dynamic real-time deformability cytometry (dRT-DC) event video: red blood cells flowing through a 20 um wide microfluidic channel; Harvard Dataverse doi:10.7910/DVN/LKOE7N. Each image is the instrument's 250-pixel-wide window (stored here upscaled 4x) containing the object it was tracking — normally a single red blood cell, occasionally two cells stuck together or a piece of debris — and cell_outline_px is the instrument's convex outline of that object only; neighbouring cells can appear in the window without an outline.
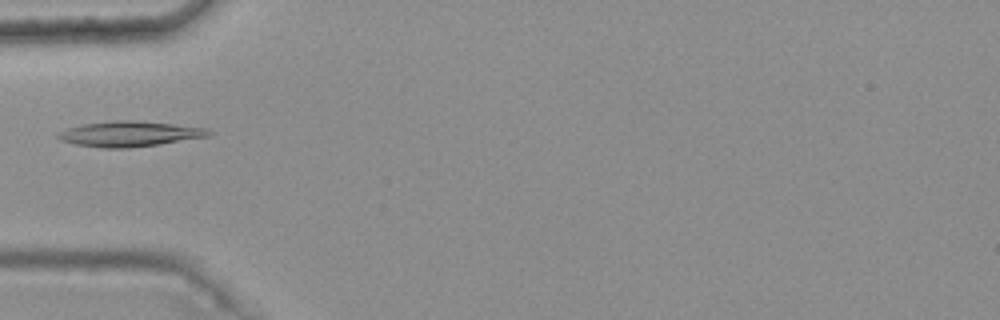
{"species": "common noctule bat (a hibernating species)", "species_latin": "Nyctalus noctula", "temperature_condition": "warm", "stored_images_in_passage": 2, "camera_frame_rate_fps": 3000, "um_per_image_px": 0.085, "animal": {"sex": "female", "body_mass_g": 25.1}, "frame": {"image": 1, "passage_image": 1, "time_ms": 0.0, "image_size_px": [1000, 320], "cell_outline_px": [[212, 132], [208, 136], [160, 144], [128, 148], [100, 148], [76, 144], [60, 140], [56, 136], [60, 132], [68, 128], [84, 124], [112, 120], [132, 120], [172, 124], [208, 128]], "centroid_in_image_um": [11.0, 11.38], "position_along_channel_um": 74.0, "area_um2": 22.08}}
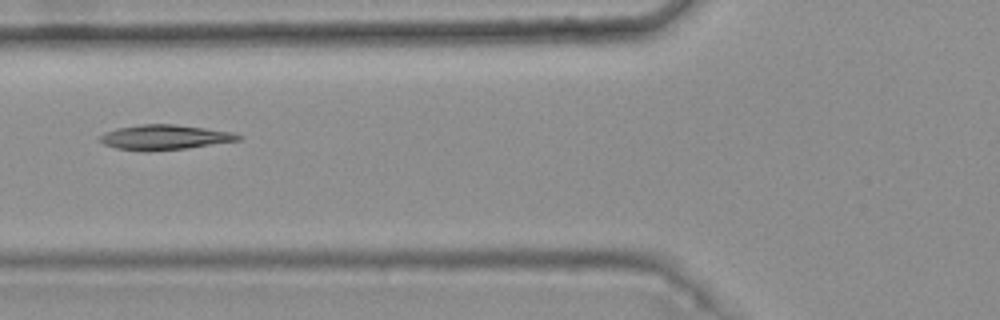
{"frame": {"image": 2, "passage_image": 2, "time_ms": 0.333, "image_size_px": [1000, 320], "cell_outline_px": [[244, 140], [188, 148], [148, 152], [144, 152], [116, 148], [104, 144], [96, 136], [104, 132], [116, 128], [140, 124], [172, 124], [204, 128], [232, 132], [244, 136]], "centroid_in_image_um": [13.99, 11.68], "position_along_channel_um": 111.8, "area_um2": 20.52}}